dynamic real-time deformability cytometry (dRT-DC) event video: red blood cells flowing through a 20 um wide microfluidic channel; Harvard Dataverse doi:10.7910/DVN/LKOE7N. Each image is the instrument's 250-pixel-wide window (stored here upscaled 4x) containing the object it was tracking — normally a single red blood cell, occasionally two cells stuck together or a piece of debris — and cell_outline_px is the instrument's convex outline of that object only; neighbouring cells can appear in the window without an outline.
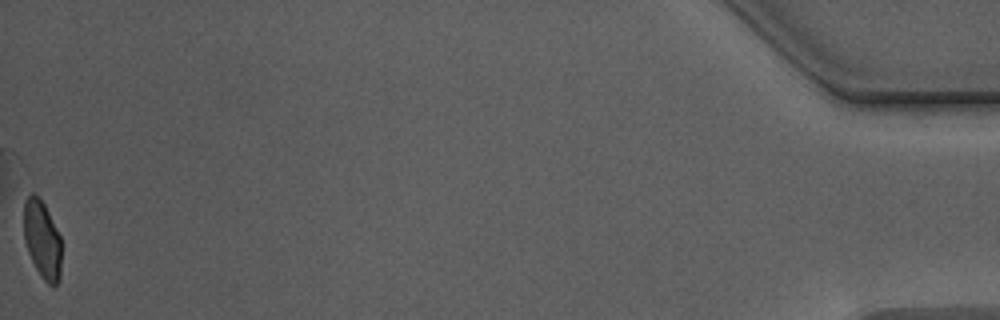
{"species": "Egyptian fruit bat (a non-hibernating species)", "species_latin": "Rousettus aegyptiacus", "temperature_condition": "warm", "stored_images_in_passage": 52, "camera_frame_rate_fps": 3000, "um_per_image_px": 0.085, "animal": {"sex": "male"}, "frame": {"image": 1, "passage_image": 52, "time_ms": 17.0, "image_size_px": [1000, 320], "cell_outline_px": [[60, 276], [56, 284], [52, 288], [44, 280], [36, 268], [28, 252], [24, 240], [24, 200], [32, 192], [44, 204], [60, 236]], "centroid_in_image_um": [3.57, 20.38], "position_along_channel_um": 431.6, "area_um2": 16.82}, "authors_computed_cell_mechanics": {"area_um2": 18.6983, "velocity_mm_per_s": 3.7432, "shape_relaxation_time_tau1_ms": 5.4522, "shape_relaxation_time_tau2_ms": 0.8727, "deformation_change_tau1": 0.1461, "deformation_change_tau2": 0.061}}